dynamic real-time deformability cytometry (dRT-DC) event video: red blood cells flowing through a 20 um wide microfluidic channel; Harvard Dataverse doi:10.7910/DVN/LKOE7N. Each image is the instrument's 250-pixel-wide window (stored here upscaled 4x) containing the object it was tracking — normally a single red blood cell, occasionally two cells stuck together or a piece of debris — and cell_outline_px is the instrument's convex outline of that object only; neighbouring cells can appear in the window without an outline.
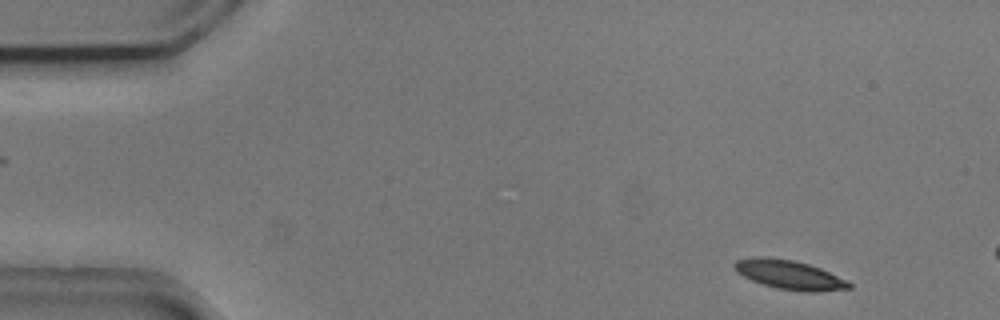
{"species": "common noctule bat (a hibernating species)", "species_latin": "Nyctalus noctula", "temperature_condition": "cold", "stored_images_in_passage": 15, "camera_frame_rate_fps": 3000, "um_per_image_px": 0.085, "animal": {"sex": "male", "body_mass_g": 20.5, "forearm_length_mm": 52.5}, "frame": {"image": 1, "passage_image": 3, "time_ms": 0.667, "image_size_px": [1000, 320], "cell_outline_px": [[852, 288], [820, 292], [808, 292], [776, 288], [752, 280], [736, 272], [732, 264], [736, 260], [752, 256], [768, 256], [792, 260], [808, 264], [820, 268], [848, 280], [852, 284]], "centroid_in_image_um": [67.1, 23.34], "position_along_channel_um": 17.9, "area_um2": 19.65}}
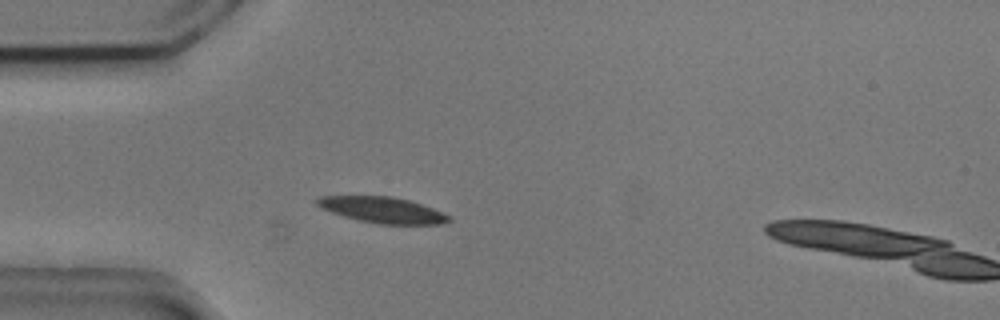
{"frame": {"image": 2, "passage_image": 13, "time_ms": 4.0, "image_size_px": [1000, 320], "cell_outline_px": [[452, 220], [440, 224], [380, 224], [356, 220], [320, 208], [316, 204], [316, 200], [320, 196], [392, 196], [408, 200], [432, 208], [452, 216]], "centroid_in_image_um": [32.51, 17.85], "position_along_channel_um": 52.5, "area_um2": 19.88}}